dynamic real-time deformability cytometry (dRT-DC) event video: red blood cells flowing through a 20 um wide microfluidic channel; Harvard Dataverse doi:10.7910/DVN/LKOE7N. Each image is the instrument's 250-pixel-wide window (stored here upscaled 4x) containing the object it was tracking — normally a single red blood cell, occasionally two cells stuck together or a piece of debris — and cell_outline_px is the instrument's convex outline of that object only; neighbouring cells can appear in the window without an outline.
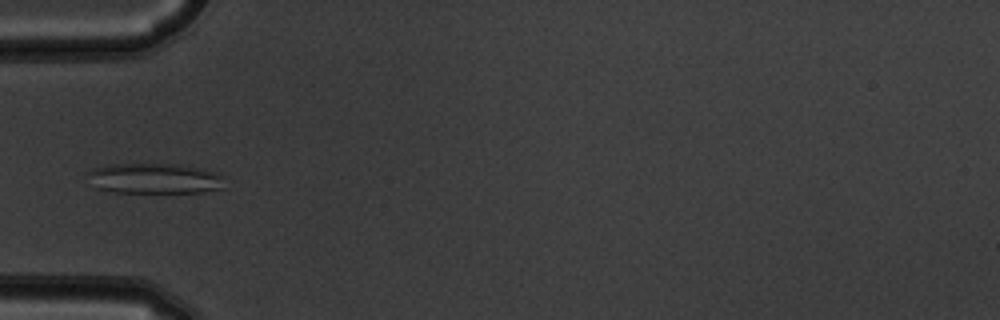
{"species": "common noctule bat (a hibernating species)", "species_latin": "Nyctalus noctula", "temperature_condition": "warm", "stored_images_in_passage": 6, "camera_frame_rate_fps": 3000, "um_per_image_px": 0.085, "animal": {"sex": "male", "body_mass_g": 19.5, "forearm_length_mm": 54.6}, "frame": {"image": 1, "passage_image": 5, "time_ms": 1.333, "image_size_px": [1000, 320], "cell_outline_px": [[224, 188], [204, 192], [108, 192], [96, 188], [84, 172], [92, 168], [108, 164], [180, 164], [220, 172], [224, 176]], "centroid_in_image_um": [13.14, 15.16], "position_along_channel_um": 71.9, "area_um2": 24.8}}